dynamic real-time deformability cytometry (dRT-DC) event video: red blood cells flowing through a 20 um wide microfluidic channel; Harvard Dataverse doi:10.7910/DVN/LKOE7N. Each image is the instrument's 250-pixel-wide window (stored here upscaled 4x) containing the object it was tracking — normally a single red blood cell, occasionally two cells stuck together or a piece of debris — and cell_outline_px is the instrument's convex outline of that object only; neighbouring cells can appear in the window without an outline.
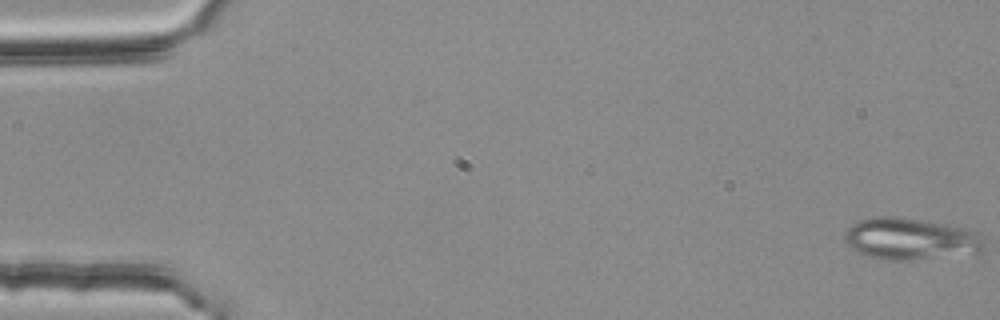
{"species": "common noctule bat (a hibernating species)", "species_latin": "Nyctalus noctula", "temperature_condition": "room temperature", "stored_images_in_passage": 53, "camera_frame_rate_fps": 3000, "um_per_image_px": 0.085, "animal": {"sex": "female", "body_mass_g": 25.1}, "frame": {"image": 1, "passage_image": 1, "time_ms": 0.0, "image_size_px": [1000, 320], "cell_outline_px": [[984, 252], [980, 256], [904, 260], [888, 260], [872, 256], [860, 252], [848, 244], [844, 240], [844, 232], [852, 224], [860, 220], [872, 216], [896, 216], [924, 220], [948, 224], [984, 236]], "centroid_in_image_um": [77.51, 20.32], "position_along_channel_um": 7.5, "area_um2": 34.62}}
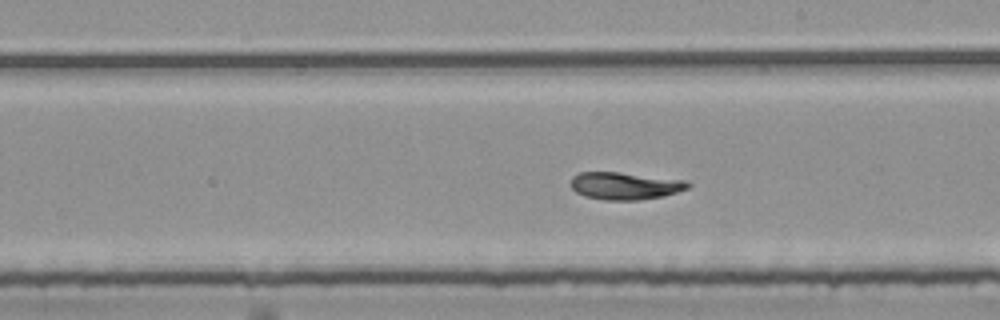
{"frame": {"image": 2, "passage_image": 31, "time_ms": 10.0, "image_size_px": [1000, 320], "cell_outline_px": [[692, 184], [688, 188], [664, 196], [636, 200], [604, 200], [584, 196], [576, 192], [572, 188], [572, 176], [580, 172], [620, 172], [684, 180]], "centroid_in_image_um": [53.12, 15.79], "position_along_channel_um": 235.9, "area_um2": 18.61}}
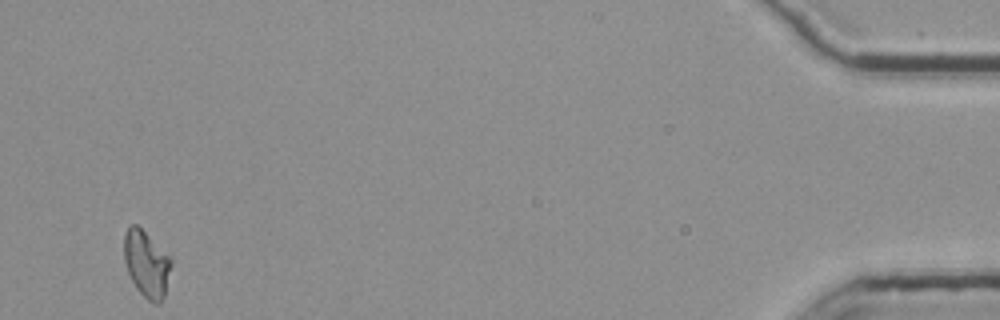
{"frame": {"image": 3, "passage_image": 53, "time_ms": 17.333, "image_size_px": [1000, 320], "cell_outline_px": [[172, 264], [164, 296], [160, 304], [152, 304], [136, 288], [128, 272], [124, 260], [124, 232], [132, 224], [136, 224], [172, 260]], "centroid_in_image_um": [12.44, 22.47], "position_along_channel_um": 422.8, "area_um2": 17.92}, "authors_computed_cell_mechanics": {"area_um2": 19.074, "velocity_mm_per_s": 3.7337, "shape_relaxation_time_tau1_ms": 4.5321, "shape_relaxation_time_tau2_ms": null, "deformation_change_tau1": 0.1663, "deformation_change_tau2": null}}